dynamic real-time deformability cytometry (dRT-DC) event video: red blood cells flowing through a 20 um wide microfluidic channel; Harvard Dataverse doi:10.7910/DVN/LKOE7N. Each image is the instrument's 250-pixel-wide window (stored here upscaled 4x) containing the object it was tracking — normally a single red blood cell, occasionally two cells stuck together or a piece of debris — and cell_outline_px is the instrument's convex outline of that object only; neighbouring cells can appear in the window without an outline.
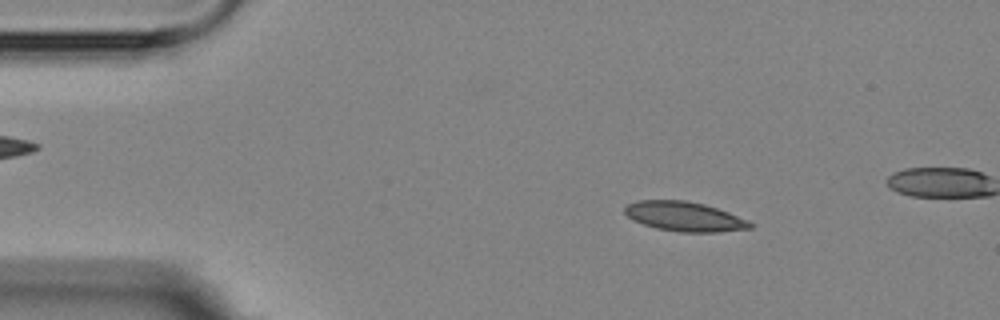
{"species": "Egyptian fruit bat (a non-hibernating species)", "species_latin": "Rousettus aegyptiacus", "temperature_condition": "room temperature", "stored_images_in_passage": 5, "camera_frame_rate_fps": 3000, "um_per_image_px": 0.085, "animal": {"sex": "female"}, "frame": {"image": 1, "passage_image": 2, "time_ms": 1.333, "image_size_px": [1000, 320], "cell_outline_px": [[752, 228], [720, 232], [680, 232], [656, 228], [632, 220], [624, 212], [624, 208], [628, 204], [640, 200], [684, 200], [704, 204], [728, 212], [748, 220], [752, 224]], "centroid_in_image_um": [58.17, 18.4], "position_along_channel_um": 26.8, "area_um2": 21.5}}